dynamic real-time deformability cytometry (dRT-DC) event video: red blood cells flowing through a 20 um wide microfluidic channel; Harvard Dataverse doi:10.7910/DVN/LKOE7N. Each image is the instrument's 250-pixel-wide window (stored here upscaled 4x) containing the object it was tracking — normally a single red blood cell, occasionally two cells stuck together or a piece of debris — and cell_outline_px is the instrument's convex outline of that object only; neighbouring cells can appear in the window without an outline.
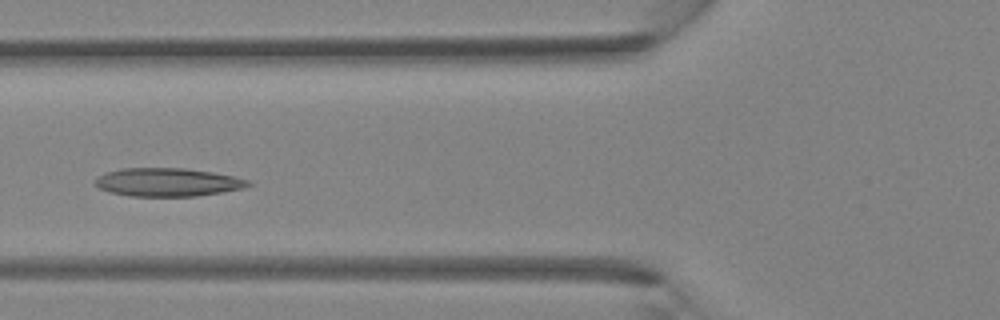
{"species": "Egyptian fruit bat (a non-hibernating species)", "species_latin": "Rousettus aegyptiacus", "temperature_condition": "room temperature", "stored_images_in_passage": 4, "camera_frame_rate_fps": 3000, "um_per_image_px": 0.085, "animal": {"sex": "female"}, "frame": {"image": 1, "passage_image": 4, "time_ms": 1.0, "image_size_px": [1000, 320], "cell_outline_px": [[252, 184], [244, 188], [224, 192], [196, 196], [128, 196], [108, 192], [100, 188], [96, 184], [96, 176], [104, 172], [120, 168], [184, 168], [212, 172], [232, 176], [248, 180]], "centroid_in_image_um": [14.22, 15.49], "position_along_channel_um": 111.6, "area_um2": 25.37}}